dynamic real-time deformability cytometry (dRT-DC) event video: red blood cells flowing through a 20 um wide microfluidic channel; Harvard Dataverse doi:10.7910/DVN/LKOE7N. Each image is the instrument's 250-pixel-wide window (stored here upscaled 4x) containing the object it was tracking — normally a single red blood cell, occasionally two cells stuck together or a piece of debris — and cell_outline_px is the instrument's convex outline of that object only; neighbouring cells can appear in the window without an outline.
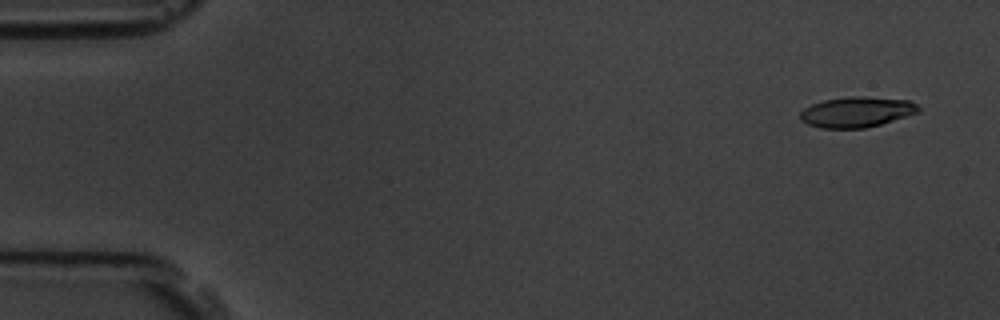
{"species": "common noctule bat (a hibernating species)", "species_latin": "Nyctalus noctula", "temperature_condition": "room temperature", "stored_images_in_passage": 4, "camera_frame_rate_fps": 3000, "um_per_image_px": 0.085, "animal": {"sex": "male", "body_mass_g": 19.5, "forearm_length_mm": 54.6}, "frame": {"image": 1, "passage_image": 1, "time_ms": 0.0, "image_size_px": [1000, 320], "cell_outline_px": [[920, 112], [880, 124], [864, 128], [820, 128], [808, 124], [800, 120], [800, 112], [804, 108], [812, 104], [824, 100], [852, 96], [860, 96], [908, 100], [916, 104], [920, 108]], "centroid_in_image_um": [72.8, 9.52], "position_along_channel_um": 12.2, "area_um2": 20.87}}